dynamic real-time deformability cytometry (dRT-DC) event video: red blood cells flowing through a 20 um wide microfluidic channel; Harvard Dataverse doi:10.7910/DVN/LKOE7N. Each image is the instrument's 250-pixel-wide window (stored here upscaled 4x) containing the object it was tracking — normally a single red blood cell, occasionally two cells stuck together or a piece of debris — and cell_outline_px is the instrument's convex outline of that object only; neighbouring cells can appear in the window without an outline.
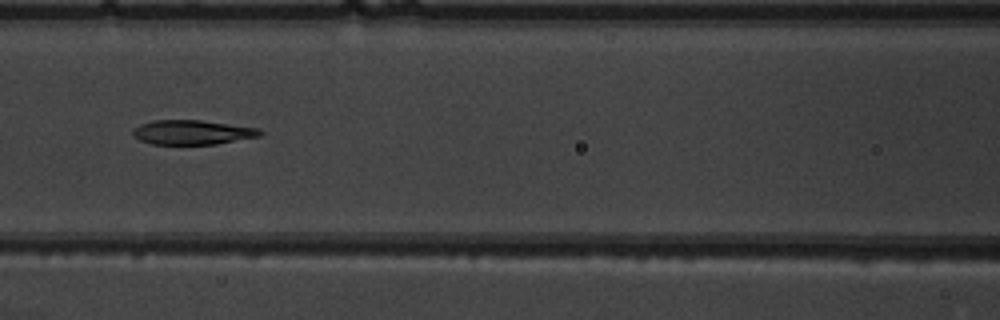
{"species": "common noctule bat (a hibernating species)", "species_latin": "Nyctalus noctula", "temperature_condition": "warm", "stored_images_in_passage": 6, "camera_frame_rate_fps": 3000, "um_per_image_px": 0.085, "animal": {"sex": "male", "body_mass_g": 19.5, "forearm_length_mm": 54.6}, "frame": {"image": 1, "passage_image": 6, "time_ms": 6.667, "image_size_px": [1000, 320], "cell_outline_px": [[264, 132], [260, 136], [216, 144], [152, 144], [140, 140], [132, 136], [132, 128], [140, 124], [152, 120], [200, 120], [260, 128]], "centroid_in_image_um": [16.33, 11.24], "position_along_channel_um": 150.3, "area_um2": 18.26}}